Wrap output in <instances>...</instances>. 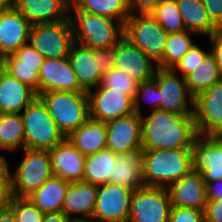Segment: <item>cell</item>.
Instances as JSON below:
<instances>
[{
  "label": "cell",
  "instance_id": "cell-16",
  "mask_svg": "<svg viewBox=\"0 0 222 222\" xmlns=\"http://www.w3.org/2000/svg\"><path fill=\"white\" fill-rule=\"evenodd\" d=\"M45 57L31 45L21 46L13 54L3 57L4 70L22 83L40 93L39 71Z\"/></svg>",
  "mask_w": 222,
  "mask_h": 222
},
{
  "label": "cell",
  "instance_id": "cell-37",
  "mask_svg": "<svg viewBox=\"0 0 222 222\" xmlns=\"http://www.w3.org/2000/svg\"><path fill=\"white\" fill-rule=\"evenodd\" d=\"M142 101L143 103L147 102L149 106H152V109L149 110L159 109V89L157 83L153 79L139 83L134 97V111L138 115L143 114L141 112V107L143 106L141 103Z\"/></svg>",
  "mask_w": 222,
  "mask_h": 222
},
{
  "label": "cell",
  "instance_id": "cell-49",
  "mask_svg": "<svg viewBox=\"0 0 222 222\" xmlns=\"http://www.w3.org/2000/svg\"><path fill=\"white\" fill-rule=\"evenodd\" d=\"M42 222H73L62 211L55 213H45Z\"/></svg>",
  "mask_w": 222,
  "mask_h": 222
},
{
  "label": "cell",
  "instance_id": "cell-19",
  "mask_svg": "<svg viewBox=\"0 0 222 222\" xmlns=\"http://www.w3.org/2000/svg\"><path fill=\"white\" fill-rule=\"evenodd\" d=\"M31 25L13 5L0 12V57L28 44Z\"/></svg>",
  "mask_w": 222,
  "mask_h": 222
},
{
  "label": "cell",
  "instance_id": "cell-45",
  "mask_svg": "<svg viewBox=\"0 0 222 222\" xmlns=\"http://www.w3.org/2000/svg\"><path fill=\"white\" fill-rule=\"evenodd\" d=\"M204 216L205 222H222V200L207 201Z\"/></svg>",
  "mask_w": 222,
  "mask_h": 222
},
{
  "label": "cell",
  "instance_id": "cell-12",
  "mask_svg": "<svg viewBox=\"0 0 222 222\" xmlns=\"http://www.w3.org/2000/svg\"><path fill=\"white\" fill-rule=\"evenodd\" d=\"M89 118L109 122L134 113V99L100 85L89 90Z\"/></svg>",
  "mask_w": 222,
  "mask_h": 222
},
{
  "label": "cell",
  "instance_id": "cell-28",
  "mask_svg": "<svg viewBox=\"0 0 222 222\" xmlns=\"http://www.w3.org/2000/svg\"><path fill=\"white\" fill-rule=\"evenodd\" d=\"M69 182L53 176L27 197L40 211L61 212Z\"/></svg>",
  "mask_w": 222,
  "mask_h": 222
},
{
  "label": "cell",
  "instance_id": "cell-43",
  "mask_svg": "<svg viewBox=\"0 0 222 222\" xmlns=\"http://www.w3.org/2000/svg\"><path fill=\"white\" fill-rule=\"evenodd\" d=\"M161 0H128L131 14H150Z\"/></svg>",
  "mask_w": 222,
  "mask_h": 222
},
{
  "label": "cell",
  "instance_id": "cell-30",
  "mask_svg": "<svg viewBox=\"0 0 222 222\" xmlns=\"http://www.w3.org/2000/svg\"><path fill=\"white\" fill-rule=\"evenodd\" d=\"M117 156L118 154L107 148L86 156L83 181L97 186L110 183Z\"/></svg>",
  "mask_w": 222,
  "mask_h": 222
},
{
  "label": "cell",
  "instance_id": "cell-38",
  "mask_svg": "<svg viewBox=\"0 0 222 222\" xmlns=\"http://www.w3.org/2000/svg\"><path fill=\"white\" fill-rule=\"evenodd\" d=\"M10 208L18 222H42L44 213L29 199L13 197Z\"/></svg>",
  "mask_w": 222,
  "mask_h": 222
},
{
  "label": "cell",
  "instance_id": "cell-36",
  "mask_svg": "<svg viewBox=\"0 0 222 222\" xmlns=\"http://www.w3.org/2000/svg\"><path fill=\"white\" fill-rule=\"evenodd\" d=\"M99 85L124 93L134 99L139 82L128 76L125 72L114 69L102 76Z\"/></svg>",
  "mask_w": 222,
  "mask_h": 222
},
{
  "label": "cell",
  "instance_id": "cell-26",
  "mask_svg": "<svg viewBox=\"0 0 222 222\" xmlns=\"http://www.w3.org/2000/svg\"><path fill=\"white\" fill-rule=\"evenodd\" d=\"M68 58L80 86L86 92L100 84L102 75L94 59L92 48L74 42Z\"/></svg>",
  "mask_w": 222,
  "mask_h": 222
},
{
  "label": "cell",
  "instance_id": "cell-6",
  "mask_svg": "<svg viewBox=\"0 0 222 222\" xmlns=\"http://www.w3.org/2000/svg\"><path fill=\"white\" fill-rule=\"evenodd\" d=\"M23 160L12 177V193L17 198H27L54 176L47 150L22 149Z\"/></svg>",
  "mask_w": 222,
  "mask_h": 222
},
{
  "label": "cell",
  "instance_id": "cell-22",
  "mask_svg": "<svg viewBox=\"0 0 222 222\" xmlns=\"http://www.w3.org/2000/svg\"><path fill=\"white\" fill-rule=\"evenodd\" d=\"M97 192V185L84 181L70 183L64 198L62 212L73 221L91 220L96 206ZM76 213L80 217L72 215Z\"/></svg>",
  "mask_w": 222,
  "mask_h": 222
},
{
  "label": "cell",
  "instance_id": "cell-29",
  "mask_svg": "<svg viewBox=\"0 0 222 222\" xmlns=\"http://www.w3.org/2000/svg\"><path fill=\"white\" fill-rule=\"evenodd\" d=\"M186 30L211 36L218 28L211 22L202 0H176Z\"/></svg>",
  "mask_w": 222,
  "mask_h": 222
},
{
  "label": "cell",
  "instance_id": "cell-52",
  "mask_svg": "<svg viewBox=\"0 0 222 222\" xmlns=\"http://www.w3.org/2000/svg\"><path fill=\"white\" fill-rule=\"evenodd\" d=\"M66 4H68L70 7L73 6L77 0H63Z\"/></svg>",
  "mask_w": 222,
  "mask_h": 222
},
{
  "label": "cell",
  "instance_id": "cell-7",
  "mask_svg": "<svg viewBox=\"0 0 222 222\" xmlns=\"http://www.w3.org/2000/svg\"><path fill=\"white\" fill-rule=\"evenodd\" d=\"M168 34L150 14H131L124 23V38L156 64L164 56Z\"/></svg>",
  "mask_w": 222,
  "mask_h": 222
},
{
  "label": "cell",
  "instance_id": "cell-41",
  "mask_svg": "<svg viewBox=\"0 0 222 222\" xmlns=\"http://www.w3.org/2000/svg\"><path fill=\"white\" fill-rule=\"evenodd\" d=\"M169 222H205L204 211L188 207H172Z\"/></svg>",
  "mask_w": 222,
  "mask_h": 222
},
{
  "label": "cell",
  "instance_id": "cell-10",
  "mask_svg": "<svg viewBox=\"0 0 222 222\" xmlns=\"http://www.w3.org/2000/svg\"><path fill=\"white\" fill-rule=\"evenodd\" d=\"M171 209L167 188L145 186L133 192L128 222H169Z\"/></svg>",
  "mask_w": 222,
  "mask_h": 222
},
{
  "label": "cell",
  "instance_id": "cell-42",
  "mask_svg": "<svg viewBox=\"0 0 222 222\" xmlns=\"http://www.w3.org/2000/svg\"><path fill=\"white\" fill-rule=\"evenodd\" d=\"M211 22L222 29V0H202Z\"/></svg>",
  "mask_w": 222,
  "mask_h": 222
},
{
  "label": "cell",
  "instance_id": "cell-34",
  "mask_svg": "<svg viewBox=\"0 0 222 222\" xmlns=\"http://www.w3.org/2000/svg\"><path fill=\"white\" fill-rule=\"evenodd\" d=\"M189 30L182 32L169 33L166 40V48L163 58L157 63L161 68H173L183 56L194 46Z\"/></svg>",
  "mask_w": 222,
  "mask_h": 222
},
{
  "label": "cell",
  "instance_id": "cell-21",
  "mask_svg": "<svg viewBox=\"0 0 222 222\" xmlns=\"http://www.w3.org/2000/svg\"><path fill=\"white\" fill-rule=\"evenodd\" d=\"M52 172L55 177L69 183L83 181L85 158L68 140L48 150Z\"/></svg>",
  "mask_w": 222,
  "mask_h": 222
},
{
  "label": "cell",
  "instance_id": "cell-20",
  "mask_svg": "<svg viewBox=\"0 0 222 222\" xmlns=\"http://www.w3.org/2000/svg\"><path fill=\"white\" fill-rule=\"evenodd\" d=\"M172 207H188L205 211L207 198L202 174L192 169L167 188Z\"/></svg>",
  "mask_w": 222,
  "mask_h": 222
},
{
  "label": "cell",
  "instance_id": "cell-24",
  "mask_svg": "<svg viewBox=\"0 0 222 222\" xmlns=\"http://www.w3.org/2000/svg\"><path fill=\"white\" fill-rule=\"evenodd\" d=\"M37 93L3 70L0 75V113H21Z\"/></svg>",
  "mask_w": 222,
  "mask_h": 222
},
{
  "label": "cell",
  "instance_id": "cell-47",
  "mask_svg": "<svg viewBox=\"0 0 222 222\" xmlns=\"http://www.w3.org/2000/svg\"><path fill=\"white\" fill-rule=\"evenodd\" d=\"M207 201L222 200V178L205 183Z\"/></svg>",
  "mask_w": 222,
  "mask_h": 222
},
{
  "label": "cell",
  "instance_id": "cell-39",
  "mask_svg": "<svg viewBox=\"0 0 222 222\" xmlns=\"http://www.w3.org/2000/svg\"><path fill=\"white\" fill-rule=\"evenodd\" d=\"M209 52L210 50L205 51L195 43L194 46L183 56L179 63L172 69L175 72H179L180 74L182 73L180 75L181 77H185L202 63L203 59Z\"/></svg>",
  "mask_w": 222,
  "mask_h": 222
},
{
  "label": "cell",
  "instance_id": "cell-2",
  "mask_svg": "<svg viewBox=\"0 0 222 222\" xmlns=\"http://www.w3.org/2000/svg\"><path fill=\"white\" fill-rule=\"evenodd\" d=\"M145 186L168 188L193 169L192 148L142 150Z\"/></svg>",
  "mask_w": 222,
  "mask_h": 222
},
{
  "label": "cell",
  "instance_id": "cell-50",
  "mask_svg": "<svg viewBox=\"0 0 222 222\" xmlns=\"http://www.w3.org/2000/svg\"><path fill=\"white\" fill-rule=\"evenodd\" d=\"M0 222H18L13 210L8 207L0 210Z\"/></svg>",
  "mask_w": 222,
  "mask_h": 222
},
{
  "label": "cell",
  "instance_id": "cell-32",
  "mask_svg": "<svg viewBox=\"0 0 222 222\" xmlns=\"http://www.w3.org/2000/svg\"><path fill=\"white\" fill-rule=\"evenodd\" d=\"M70 11H84L125 23L131 15L128 0H77Z\"/></svg>",
  "mask_w": 222,
  "mask_h": 222
},
{
  "label": "cell",
  "instance_id": "cell-11",
  "mask_svg": "<svg viewBox=\"0 0 222 222\" xmlns=\"http://www.w3.org/2000/svg\"><path fill=\"white\" fill-rule=\"evenodd\" d=\"M132 190L112 183L98 186L94 222H128Z\"/></svg>",
  "mask_w": 222,
  "mask_h": 222
},
{
  "label": "cell",
  "instance_id": "cell-5",
  "mask_svg": "<svg viewBox=\"0 0 222 222\" xmlns=\"http://www.w3.org/2000/svg\"><path fill=\"white\" fill-rule=\"evenodd\" d=\"M20 114L24 125L25 148L48 151L66 139L39 97Z\"/></svg>",
  "mask_w": 222,
  "mask_h": 222
},
{
  "label": "cell",
  "instance_id": "cell-33",
  "mask_svg": "<svg viewBox=\"0 0 222 222\" xmlns=\"http://www.w3.org/2000/svg\"><path fill=\"white\" fill-rule=\"evenodd\" d=\"M25 148L23 119L20 113H0V150L15 152Z\"/></svg>",
  "mask_w": 222,
  "mask_h": 222
},
{
  "label": "cell",
  "instance_id": "cell-46",
  "mask_svg": "<svg viewBox=\"0 0 222 222\" xmlns=\"http://www.w3.org/2000/svg\"><path fill=\"white\" fill-rule=\"evenodd\" d=\"M13 197L12 181H0V210L10 207Z\"/></svg>",
  "mask_w": 222,
  "mask_h": 222
},
{
  "label": "cell",
  "instance_id": "cell-3",
  "mask_svg": "<svg viewBox=\"0 0 222 222\" xmlns=\"http://www.w3.org/2000/svg\"><path fill=\"white\" fill-rule=\"evenodd\" d=\"M74 42L88 48H111L124 37V24L105 16L70 11Z\"/></svg>",
  "mask_w": 222,
  "mask_h": 222
},
{
  "label": "cell",
  "instance_id": "cell-14",
  "mask_svg": "<svg viewBox=\"0 0 222 222\" xmlns=\"http://www.w3.org/2000/svg\"><path fill=\"white\" fill-rule=\"evenodd\" d=\"M106 128L107 149L118 155L142 151V122L136 112L106 122Z\"/></svg>",
  "mask_w": 222,
  "mask_h": 222
},
{
  "label": "cell",
  "instance_id": "cell-31",
  "mask_svg": "<svg viewBox=\"0 0 222 222\" xmlns=\"http://www.w3.org/2000/svg\"><path fill=\"white\" fill-rule=\"evenodd\" d=\"M221 78L222 74L211 52L194 68V71L184 77L188 91L193 97L209 89Z\"/></svg>",
  "mask_w": 222,
  "mask_h": 222
},
{
  "label": "cell",
  "instance_id": "cell-51",
  "mask_svg": "<svg viewBox=\"0 0 222 222\" xmlns=\"http://www.w3.org/2000/svg\"><path fill=\"white\" fill-rule=\"evenodd\" d=\"M13 0H0V12L6 10L12 5Z\"/></svg>",
  "mask_w": 222,
  "mask_h": 222
},
{
  "label": "cell",
  "instance_id": "cell-44",
  "mask_svg": "<svg viewBox=\"0 0 222 222\" xmlns=\"http://www.w3.org/2000/svg\"><path fill=\"white\" fill-rule=\"evenodd\" d=\"M209 40L211 44L210 52L222 74V29H217L211 36H209Z\"/></svg>",
  "mask_w": 222,
  "mask_h": 222
},
{
  "label": "cell",
  "instance_id": "cell-15",
  "mask_svg": "<svg viewBox=\"0 0 222 222\" xmlns=\"http://www.w3.org/2000/svg\"><path fill=\"white\" fill-rule=\"evenodd\" d=\"M193 169L202 174L204 182L222 178V136L198 135L192 145Z\"/></svg>",
  "mask_w": 222,
  "mask_h": 222
},
{
  "label": "cell",
  "instance_id": "cell-25",
  "mask_svg": "<svg viewBox=\"0 0 222 222\" xmlns=\"http://www.w3.org/2000/svg\"><path fill=\"white\" fill-rule=\"evenodd\" d=\"M68 140L80 153L88 156L107 148L106 122L89 118L78 129L71 132Z\"/></svg>",
  "mask_w": 222,
  "mask_h": 222
},
{
  "label": "cell",
  "instance_id": "cell-1",
  "mask_svg": "<svg viewBox=\"0 0 222 222\" xmlns=\"http://www.w3.org/2000/svg\"><path fill=\"white\" fill-rule=\"evenodd\" d=\"M141 117L142 150L192 148L198 136L194 116L151 110Z\"/></svg>",
  "mask_w": 222,
  "mask_h": 222
},
{
  "label": "cell",
  "instance_id": "cell-35",
  "mask_svg": "<svg viewBox=\"0 0 222 222\" xmlns=\"http://www.w3.org/2000/svg\"><path fill=\"white\" fill-rule=\"evenodd\" d=\"M150 15L168 33L186 30L176 0H161Z\"/></svg>",
  "mask_w": 222,
  "mask_h": 222
},
{
  "label": "cell",
  "instance_id": "cell-53",
  "mask_svg": "<svg viewBox=\"0 0 222 222\" xmlns=\"http://www.w3.org/2000/svg\"><path fill=\"white\" fill-rule=\"evenodd\" d=\"M3 70H4V62H3V58L0 57V75L3 72Z\"/></svg>",
  "mask_w": 222,
  "mask_h": 222
},
{
  "label": "cell",
  "instance_id": "cell-13",
  "mask_svg": "<svg viewBox=\"0 0 222 222\" xmlns=\"http://www.w3.org/2000/svg\"><path fill=\"white\" fill-rule=\"evenodd\" d=\"M193 116L198 135L222 134V78L194 97Z\"/></svg>",
  "mask_w": 222,
  "mask_h": 222
},
{
  "label": "cell",
  "instance_id": "cell-40",
  "mask_svg": "<svg viewBox=\"0 0 222 222\" xmlns=\"http://www.w3.org/2000/svg\"><path fill=\"white\" fill-rule=\"evenodd\" d=\"M93 55L102 76L115 69L116 45L111 48H95Z\"/></svg>",
  "mask_w": 222,
  "mask_h": 222
},
{
  "label": "cell",
  "instance_id": "cell-18",
  "mask_svg": "<svg viewBox=\"0 0 222 222\" xmlns=\"http://www.w3.org/2000/svg\"><path fill=\"white\" fill-rule=\"evenodd\" d=\"M157 67L150 57L126 38L116 44L115 69L125 72L139 83L153 79Z\"/></svg>",
  "mask_w": 222,
  "mask_h": 222
},
{
  "label": "cell",
  "instance_id": "cell-54",
  "mask_svg": "<svg viewBox=\"0 0 222 222\" xmlns=\"http://www.w3.org/2000/svg\"><path fill=\"white\" fill-rule=\"evenodd\" d=\"M73 222H94L92 220H84V221H73Z\"/></svg>",
  "mask_w": 222,
  "mask_h": 222
},
{
  "label": "cell",
  "instance_id": "cell-8",
  "mask_svg": "<svg viewBox=\"0 0 222 222\" xmlns=\"http://www.w3.org/2000/svg\"><path fill=\"white\" fill-rule=\"evenodd\" d=\"M74 43L70 18L54 23H36L30 28L28 44L45 58L68 57Z\"/></svg>",
  "mask_w": 222,
  "mask_h": 222
},
{
  "label": "cell",
  "instance_id": "cell-4",
  "mask_svg": "<svg viewBox=\"0 0 222 222\" xmlns=\"http://www.w3.org/2000/svg\"><path fill=\"white\" fill-rule=\"evenodd\" d=\"M38 97L65 137L89 119L87 92L47 91Z\"/></svg>",
  "mask_w": 222,
  "mask_h": 222
},
{
  "label": "cell",
  "instance_id": "cell-17",
  "mask_svg": "<svg viewBox=\"0 0 222 222\" xmlns=\"http://www.w3.org/2000/svg\"><path fill=\"white\" fill-rule=\"evenodd\" d=\"M40 93L47 91L86 92L79 84L68 57L45 58L39 71Z\"/></svg>",
  "mask_w": 222,
  "mask_h": 222
},
{
  "label": "cell",
  "instance_id": "cell-9",
  "mask_svg": "<svg viewBox=\"0 0 222 222\" xmlns=\"http://www.w3.org/2000/svg\"><path fill=\"white\" fill-rule=\"evenodd\" d=\"M178 75L172 68L157 67L153 80L159 89V109L193 115L194 97L188 91L184 77Z\"/></svg>",
  "mask_w": 222,
  "mask_h": 222
},
{
  "label": "cell",
  "instance_id": "cell-48",
  "mask_svg": "<svg viewBox=\"0 0 222 222\" xmlns=\"http://www.w3.org/2000/svg\"><path fill=\"white\" fill-rule=\"evenodd\" d=\"M0 181H12L9 163L3 154H0Z\"/></svg>",
  "mask_w": 222,
  "mask_h": 222
},
{
  "label": "cell",
  "instance_id": "cell-27",
  "mask_svg": "<svg viewBox=\"0 0 222 222\" xmlns=\"http://www.w3.org/2000/svg\"><path fill=\"white\" fill-rule=\"evenodd\" d=\"M110 183L132 191L145 187L142 151L118 155L116 166L110 176Z\"/></svg>",
  "mask_w": 222,
  "mask_h": 222
},
{
  "label": "cell",
  "instance_id": "cell-23",
  "mask_svg": "<svg viewBox=\"0 0 222 222\" xmlns=\"http://www.w3.org/2000/svg\"><path fill=\"white\" fill-rule=\"evenodd\" d=\"M12 5L31 23L68 20L70 6L63 0H13Z\"/></svg>",
  "mask_w": 222,
  "mask_h": 222
}]
</instances>
